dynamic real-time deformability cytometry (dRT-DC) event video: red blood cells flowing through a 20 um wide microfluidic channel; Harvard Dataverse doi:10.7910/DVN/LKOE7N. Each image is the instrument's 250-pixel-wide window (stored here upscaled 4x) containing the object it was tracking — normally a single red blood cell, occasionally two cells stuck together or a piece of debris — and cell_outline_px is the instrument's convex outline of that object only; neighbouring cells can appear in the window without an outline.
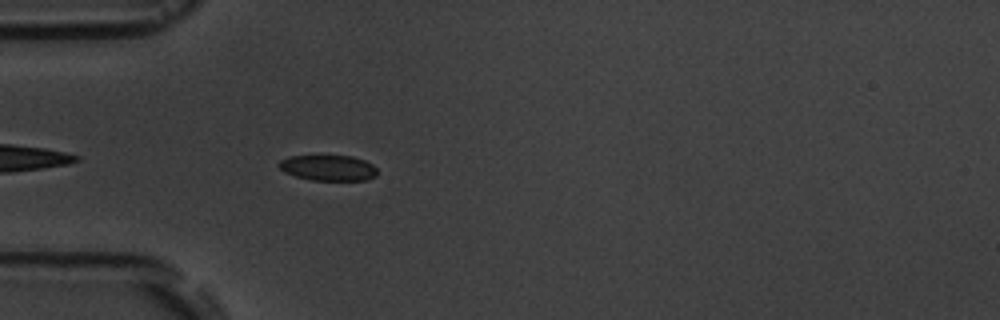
{"species": "common noctule bat (a hibernating species)", "species_latin": "Nyctalus noctula", "temperature_condition": "room temperature", "stored_images_in_passage": 1, "camera_frame_rate_fps": 3000, "um_per_image_px": 0.085, "animal": {"sex": "male", "body_mass_g": 19.5, "forearm_length_mm": 54.6}, "frame": {"image": 1, "passage_image": 1, "time_ms": 0.0, "image_size_px": [1000, 320], "cell_outline_px": [[376, 176], [368, 180], [312, 180], [296, 176], [284, 172], [276, 164], [280, 160], [288, 156], [352, 156], [364, 160], [372, 164], [376, 168]], "centroid_in_image_um": [27.89, 14.26], "position_along_channel_um": 57.1, "area_um2": 14.68}}